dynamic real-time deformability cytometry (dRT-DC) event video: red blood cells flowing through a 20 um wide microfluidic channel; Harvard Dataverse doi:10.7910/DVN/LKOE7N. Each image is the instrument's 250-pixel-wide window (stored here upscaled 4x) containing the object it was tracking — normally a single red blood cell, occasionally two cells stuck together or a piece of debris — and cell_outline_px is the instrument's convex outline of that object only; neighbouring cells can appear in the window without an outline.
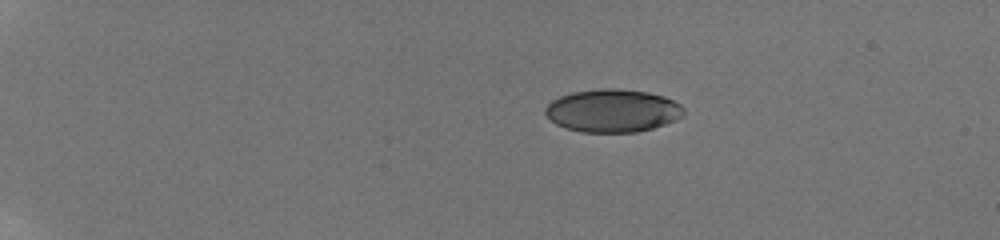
{"species": "human", "species_latin": "Homo sapiens", "temperature_condition": "room temperature", "stored_images_in_passage": 30, "camera_frame_rate_fps": 3000, "um_per_image_px": 0.085, "donor": {"sex": "male"}, "frame": {"image": 1, "passage_image": 1, "time_ms": 0.0, "image_size_px": [1000, 240], "cell_outline_px": [[684, 116], [676, 120], [652, 128], [636, 132], [580, 132], [564, 128], [556, 124], [544, 112], [544, 108], [552, 100], [560, 96], [572, 92], [596, 88], [620, 88], [648, 92], [664, 96], [680, 104], [684, 108]], "centroid_in_image_um": [52.07, 9.4], "position_along_channel_um": 32.9, "area_um2": 34.91}}
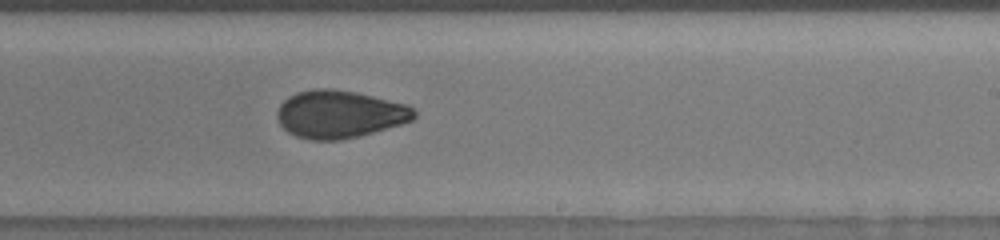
{"frame": {"image": 2, "passage_image": 18, "time_ms": 8.667, "image_size_px": [1000, 240], "cell_outline_px": [[416, 116], [412, 120], [400, 124], [360, 136], [340, 140], [312, 140], [296, 136], [288, 132], [280, 124], [276, 116], [276, 112], [280, 104], [288, 96], [296, 92], [312, 88], [332, 88], [356, 92], [408, 104], [416, 112]], "centroid_in_image_um": [28.84, 9.69], "position_along_channel_um": 260.2, "area_um2": 38.26}}
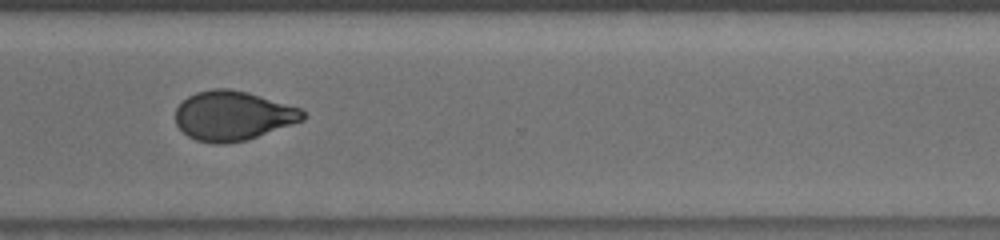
{"frame": {"image": 3, "passage_image": 23, "time_ms": 11.0, "image_size_px": [1000, 240], "cell_outline_px": [[304, 120], [244, 140], [224, 144], [216, 144], [196, 140], [188, 136], [176, 124], [176, 108], [188, 96], [196, 92], [212, 88], [228, 88], [248, 92], [300, 108], [304, 112]], "centroid_in_image_um": [19.76, 9.82], "position_along_channel_um": 350.8, "area_um2": 36.36}, "authors_computed_cell_mechanics": {"area_um2": 37.0787, "velocity_mm_per_s": 3.894, "shape_relaxation_time_tau1_ms": 7.1293, "shape_relaxation_time_tau2_ms": 1.5629, "deformation_change_tau1": 0.1832, "deformation_change_tau2": 0.0518}}